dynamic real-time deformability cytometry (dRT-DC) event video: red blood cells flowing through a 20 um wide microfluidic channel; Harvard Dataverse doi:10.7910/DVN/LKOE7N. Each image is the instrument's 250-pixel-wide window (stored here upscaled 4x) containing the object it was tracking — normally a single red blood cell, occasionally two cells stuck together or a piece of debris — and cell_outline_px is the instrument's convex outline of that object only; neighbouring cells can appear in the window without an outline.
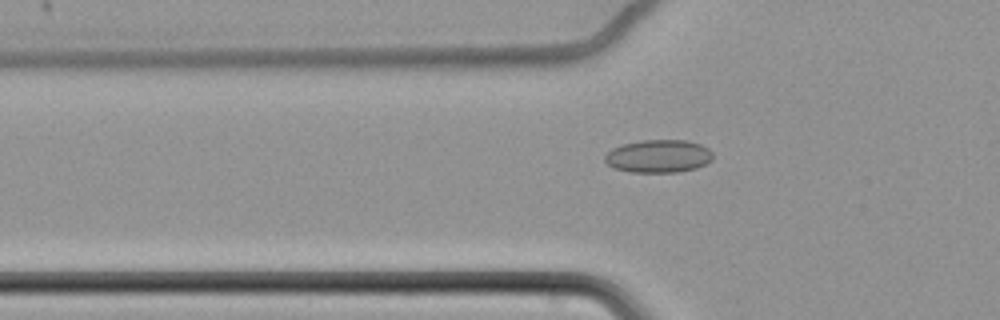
{"species": "common noctule bat (a hibernating species)", "species_latin": "Nyctalus noctula", "temperature_condition": "cold", "stored_images_in_passage": 53, "camera_frame_rate_fps": 3000, "um_per_image_px": 0.085, "animal": {"sex": "female", "body_mass_g": 22.7, "forearm_length_mm": 54.2}, "frame": {"image": 1, "passage_image": 14, "time_ms": 4.333, "image_size_px": [1000, 320], "cell_outline_px": [[712, 160], [696, 168], [676, 172], [628, 172], [612, 168], [604, 160], [604, 156], [612, 148], [620, 144], [644, 140], [688, 140], [700, 144], [708, 148], [712, 152]], "centroid_in_image_um": [55.94, 13.27], "position_along_channel_um": 69.9, "area_um2": 20.87}}
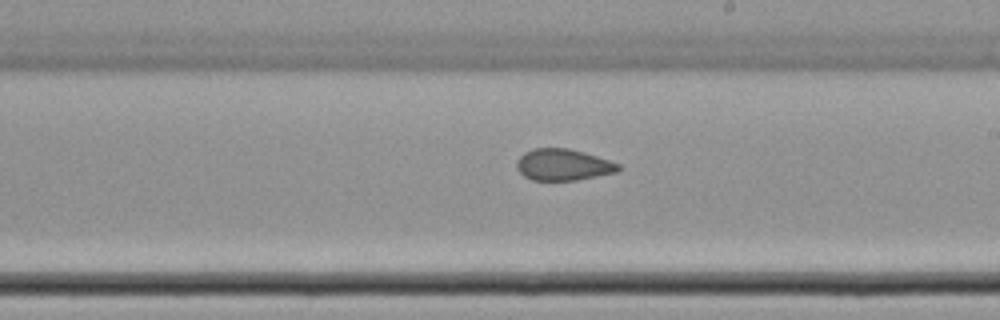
{"frame": {"image": 2, "passage_image": 29, "time_ms": 9.333, "image_size_px": [1000, 320], "cell_outline_px": [[624, 168], [616, 172], [576, 180], [532, 180], [524, 176], [516, 168], [516, 160], [524, 152], [532, 148], [568, 148], [584, 152], [620, 164]], "centroid_in_image_um": [47.85, 14.0], "position_along_channel_um": 241.1, "area_um2": 18.73}}
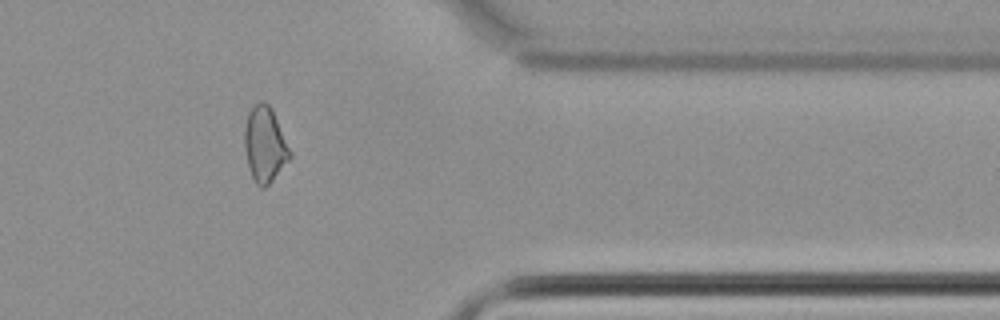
{"frame": {"image": 3, "passage_image": 43, "time_ms": 14.0, "image_size_px": [1000, 320], "cell_outline_px": [[292, 156], [272, 180], [264, 188], [260, 188], [256, 184], [248, 168], [244, 148], [244, 128], [248, 112], [260, 100], [268, 104], [272, 108], [292, 152]], "centroid_in_image_um": [22.5, 12.28], "position_along_channel_um": 388.9, "area_um2": 20.06}, "authors_computed_cell_mechanics": {"area_um2": 19.941, "velocity_mm_per_s": 3.4581, "shape_relaxation_time_tau1_ms": null, "shape_relaxation_time_tau2_ms": 2.98, "deformation_change_tau1": null, "deformation_change_tau2": 0.0778}}